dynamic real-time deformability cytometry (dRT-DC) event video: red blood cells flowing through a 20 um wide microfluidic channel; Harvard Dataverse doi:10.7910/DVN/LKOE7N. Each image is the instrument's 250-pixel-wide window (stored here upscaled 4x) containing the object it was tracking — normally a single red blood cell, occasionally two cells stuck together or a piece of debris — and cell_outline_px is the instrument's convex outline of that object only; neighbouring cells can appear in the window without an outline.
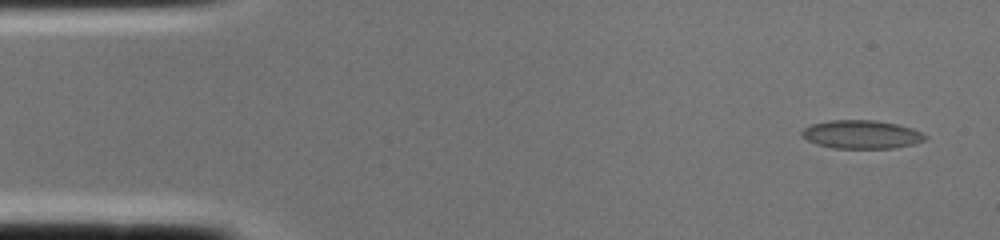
{"species": "common noctule bat (a hibernating species)", "species_latin": "Nyctalus noctula", "temperature_condition": "cold", "stored_images_in_passage": 2, "camera_frame_rate_fps": 3000, "um_per_image_px": 0.085, "animal": {"sex": "female", "body_mass_g": 22.0, "forearm_length_mm": 56.7}, "frame": {"image": 1, "passage_image": 1, "time_ms": 0.0, "image_size_px": [1000, 240], "cell_outline_px": [[928, 136], [924, 140], [912, 144], [896, 148], [832, 148], [816, 144], [800, 136], [800, 132], [804, 128], [812, 124], [828, 120], [872, 120], [896, 124], [912, 128]], "centroid_in_image_um": [73.19, 11.43], "position_along_channel_um": 11.8, "area_um2": 20.4}}
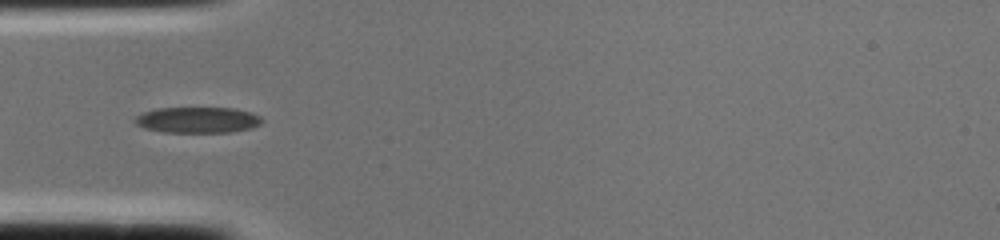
{"frame": {"image": 2, "passage_image": 2, "time_ms": 0.333, "image_size_px": [1000, 240], "cell_outline_px": [[264, 120], [260, 124], [252, 128], [232, 132], [164, 132], [144, 128], [136, 124], [132, 120], [140, 112], [156, 108], [236, 108], [252, 112], [260, 116]], "centroid_in_image_um": [16.79, 10.19], "position_along_channel_um": 68.2, "area_um2": 19.48}}